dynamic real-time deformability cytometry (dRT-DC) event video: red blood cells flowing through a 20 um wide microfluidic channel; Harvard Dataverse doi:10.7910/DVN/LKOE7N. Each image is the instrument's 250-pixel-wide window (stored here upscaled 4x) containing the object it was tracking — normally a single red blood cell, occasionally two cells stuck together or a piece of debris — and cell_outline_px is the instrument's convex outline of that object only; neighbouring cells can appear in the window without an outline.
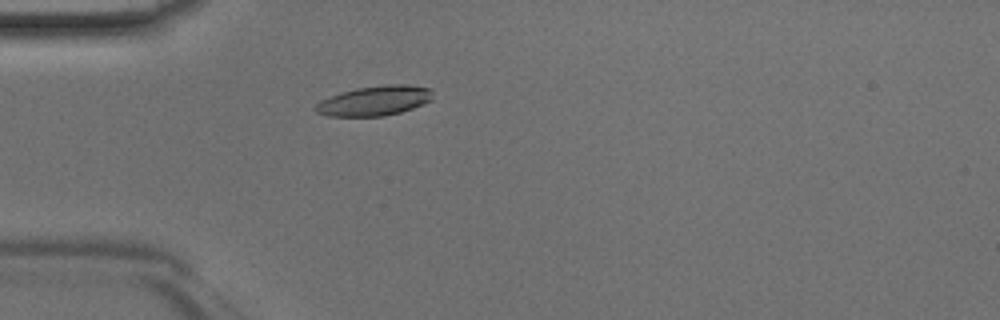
{"species": "Egyptian fruit bat (a non-hibernating species)", "species_latin": "Rousettus aegyptiacus", "temperature_condition": "room temperature", "stored_images_in_passage": 46, "camera_frame_rate_fps": 3000, "um_per_image_px": 0.085, "animal": {"sex": "male"}, "frame": {"image": 1, "passage_image": 13, "time_ms": 4.0, "image_size_px": [1000, 320], "cell_outline_px": [[432, 100], [424, 104], [400, 112], [384, 116], [328, 116], [316, 112], [312, 108], [320, 100], [356, 88], [384, 84], [408, 84], [432, 88]], "centroid_in_image_um": [31.86, 8.56], "position_along_channel_um": 53.1, "area_um2": 20.46}}
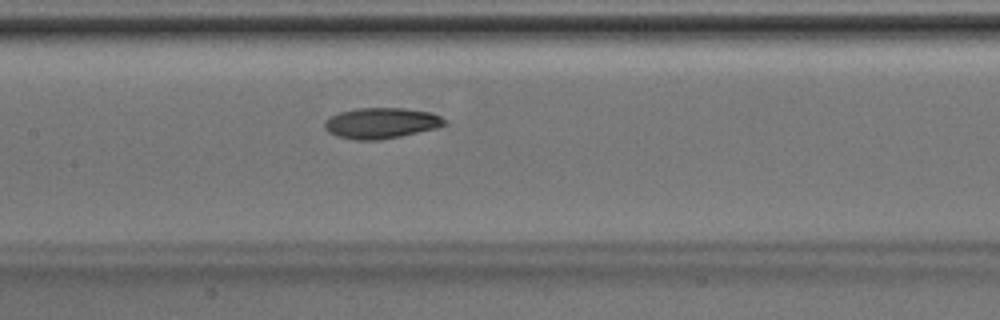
{"frame": {"image": 2, "passage_image": 22, "time_ms": 7.0, "image_size_px": [1000, 320], "cell_outline_px": [[448, 124], [436, 128], [400, 136], [380, 140], [356, 140], [336, 136], [328, 132], [324, 128], [324, 120], [340, 112], [360, 108], [404, 108], [432, 112], [440, 116]], "centroid_in_image_um": [32.4, 10.46], "position_along_channel_um": 175.0, "area_um2": 21.5}}
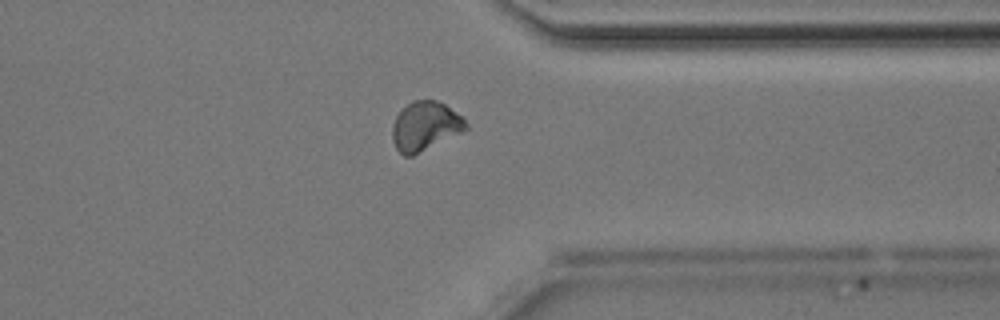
{"frame": {"image": 3, "passage_image": 36, "time_ms": 11.667, "image_size_px": [1000, 320], "cell_outline_px": [[468, 128], [412, 156], [404, 156], [396, 148], [392, 140], [392, 124], [400, 108], [412, 100], [436, 100], [444, 104], [464, 116], [468, 124]], "centroid_in_image_um": [36.11, 10.69], "position_along_channel_um": 375.3, "area_um2": 21.1}}